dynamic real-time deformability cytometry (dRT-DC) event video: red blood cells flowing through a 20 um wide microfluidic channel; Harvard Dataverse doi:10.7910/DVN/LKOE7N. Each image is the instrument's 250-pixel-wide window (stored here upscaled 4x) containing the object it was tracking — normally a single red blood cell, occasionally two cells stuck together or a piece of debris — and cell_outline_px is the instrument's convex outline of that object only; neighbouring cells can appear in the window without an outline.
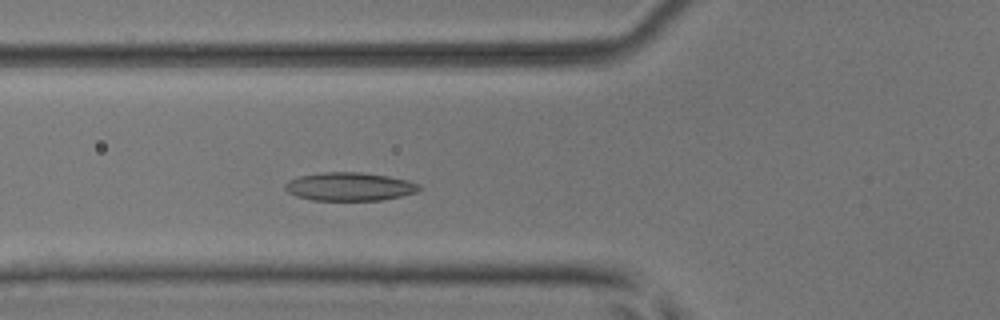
{"species": "common noctule bat (a hibernating species)", "species_latin": "Nyctalus noctula", "temperature_condition": "room temperature", "stored_images_in_passage": 48, "segment_of_instrument_passage": [1, 2], "camera_frame_rate_fps": 3000, "um_per_image_px": 0.085, "animal": {"sex": "male", "body_mass_g": 17.9, "forearm_length_mm": 54.2}, "frame": {"image": 1, "passage_image": 15, "time_ms": 4.667, "image_size_px": [1000, 320], "cell_outline_px": [[420, 188], [416, 192], [400, 196], [380, 200], [312, 200], [296, 196], [288, 192], [284, 188], [284, 184], [288, 180], [300, 176], [320, 172], [360, 172], [388, 176], [408, 180], [420, 184]], "centroid_in_image_um": [29.68, 15.85], "position_along_channel_um": 96.1, "area_um2": 22.14}}
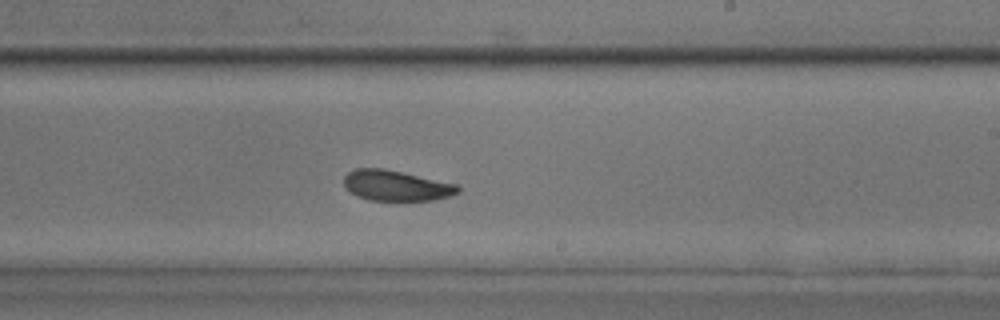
{"frame": {"image": 2, "passage_image": 27, "time_ms": 8.667, "image_size_px": [1000, 320], "cell_outline_px": [[460, 192], [448, 196], [432, 200], [368, 200], [356, 196], [344, 184], [344, 176], [348, 172], [356, 168], [384, 168], [456, 184], [460, 188]], "centroid_in_image_um": [33.65, 15.77], "position_along_channel_um": 255.3, "area_um2": 20.06}}
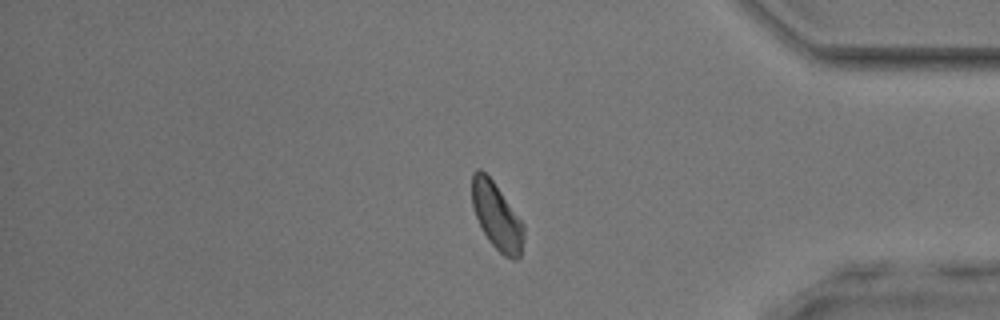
{"frame": {"image": 3, "passage_image": 39, "time_ms": 12.667, "image_size_px": [1000, 320], "cell_outline_px": [[524, 240], [520, 256], [516, 260], [512, 260], [504, 256], [488, 240], [476, 216], [472, 204], [472, 172], [476, 168], [480, 168], [492, 180], [524, 224]], "centroid_in_image_um": [42.23, 18.39], "position_along_channel_um": 393.0, "area_um2": 20.0}}